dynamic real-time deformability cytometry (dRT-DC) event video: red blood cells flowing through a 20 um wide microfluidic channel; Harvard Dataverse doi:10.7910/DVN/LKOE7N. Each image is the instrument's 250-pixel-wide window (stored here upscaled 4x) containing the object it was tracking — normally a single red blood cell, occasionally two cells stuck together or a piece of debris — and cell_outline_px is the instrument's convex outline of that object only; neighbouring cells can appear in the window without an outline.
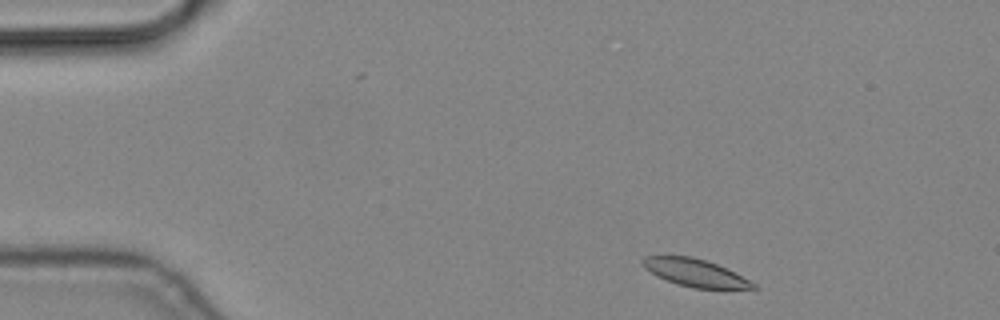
{"species": "common noctule bat (a hibernating species)", "species_latin": "Nyctalus noctula", "temperature_condition": "cold", "stored_images_in_passage": 13, "camera_frame_rate_fps": 3000, "um_per_image_px": 0.085, "animal": {"sex": "male", "body_mass_g": 19.2, "forearm_length_mm": 51.8}, "frame": {"image": 1, "passage_image": 1, "time_ms": 0.0, "image_size_px": [1000, 320], "cell_outline_px": [[760, 288], [692, 288], [676, 284], [656, 276], [644, 268], [640, 264], [640, 260], [644, 256], [692, 256], [716, 264], [756, 284]], "centroid_in_image_um": [58.98, 23.18], "position_along_channel_um": 26.0, "area_um2": 17.51}}
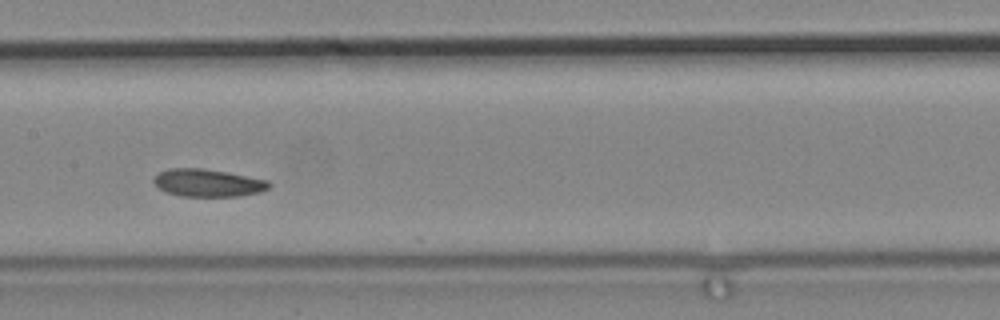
{"frame": {"image": 2, "passage_image": 6, "time_ms": 1.667, "image_size_px": [1000, 320], "cell_outline_px": [[272, 184], [268, 188], [260, 192], [240, 196], [180, 196], [164, 192], [152, 180], [160, 172], [168, 168], [200, 168], [224, 172], [268, 180]], "centroid_in_image_um": [17.66, 15.55], "position_along_channel_um": 189.7, "area_um2": 18.38}}
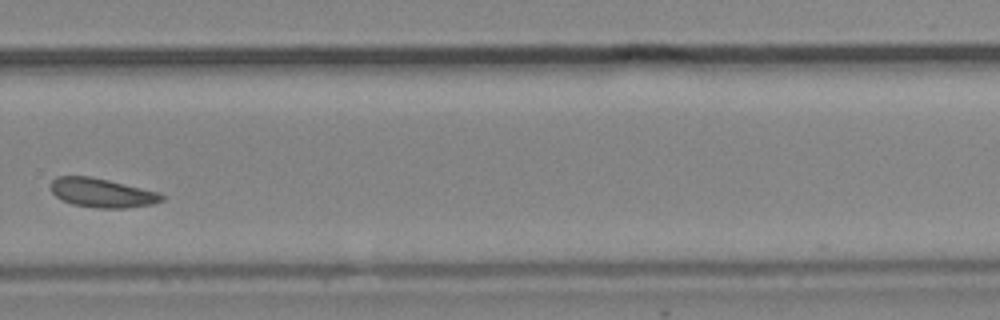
{"frame": {"image": 3, "passage_image": 9, "time_ms": 2.667, "image_size_px": [1000, 320], "cell_outline_px": [[164, 200], [152, 204], [124, 208], [96, 208], [72, 204], [56, 196], [52, 192], [52, 180], [56, 176], [92, 176], [160, 192], [164, 196]], "centroid_in_image_um": [8.7, 16.38], "position_along_channel_um": 321.1, "area_um2": 18.79}}